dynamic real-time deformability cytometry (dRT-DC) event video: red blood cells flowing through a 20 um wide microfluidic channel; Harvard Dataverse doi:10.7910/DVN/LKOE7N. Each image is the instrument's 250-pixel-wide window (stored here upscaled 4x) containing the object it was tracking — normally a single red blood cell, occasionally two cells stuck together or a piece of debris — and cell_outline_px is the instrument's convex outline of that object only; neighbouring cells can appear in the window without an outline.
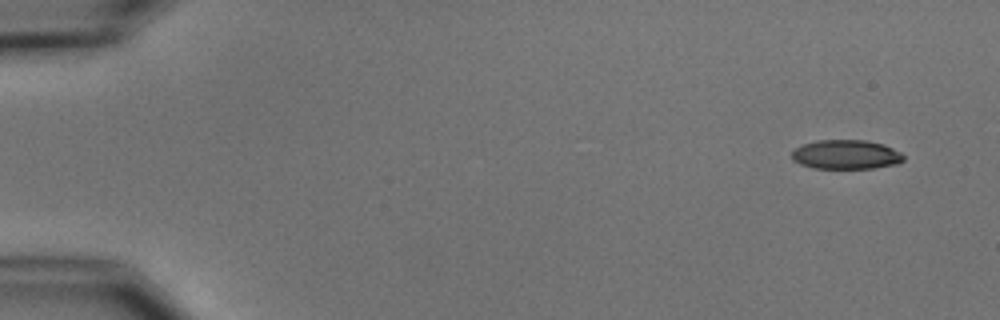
{"species": "common noctule bat (a hibernating species)", "species_latin": "Nyctalus noctula", "temperature_condition": "cold", "stored_images_in_passage": 6, "camera_frame_rate_fps": 3000, "um_per_image_px": 0.085, "animal": {"sex": "male", "body_mass_g": 15.6}, "frame": {"image": 1, "passage_image": 1, "time_ms": 0.0, "image_size_px": [1000, 320], "cell_outline_px": [[904, 160], [896, 164], [872, 168], [812, 168], [800, 164], [792, 160], [792, 152], [796, 148], [804, 144], [816, 140], [864, 140], [884, 144], [900, 152], [904, 156]], "centroid_in_image_um": [71.91, 13.13], "position_along_channel_um": 13.1, "area_um2": 19.02}}
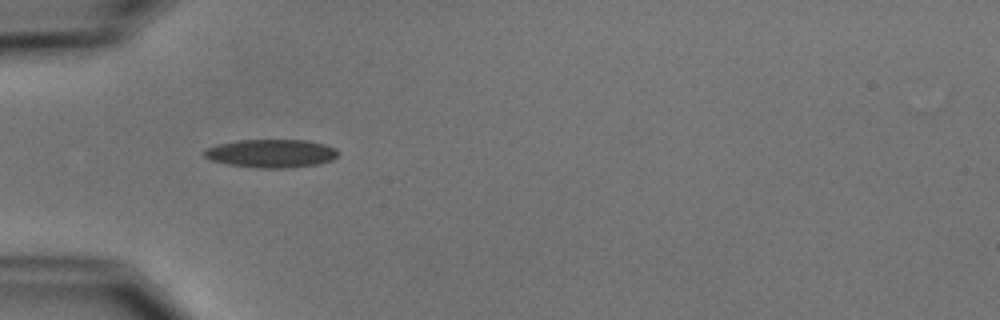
{"frame": {"image": 2, "passage_image": 5, "time_ms": 4.667, "image_size_px": [1000, 320], "cell_outline_px": [[340, 152], [332, 160], [320, 164], [284, 168], [260, 168], [228, 164], [208, 160], [200, 152], [204, 148], [216, 144], [240, 140], [308, 140], [324, 144], [336, 148]], "centroid_in_image_um": [23.01, 13.03], "position_along_channel_um": 62.0, "area_um2": 22.37}}